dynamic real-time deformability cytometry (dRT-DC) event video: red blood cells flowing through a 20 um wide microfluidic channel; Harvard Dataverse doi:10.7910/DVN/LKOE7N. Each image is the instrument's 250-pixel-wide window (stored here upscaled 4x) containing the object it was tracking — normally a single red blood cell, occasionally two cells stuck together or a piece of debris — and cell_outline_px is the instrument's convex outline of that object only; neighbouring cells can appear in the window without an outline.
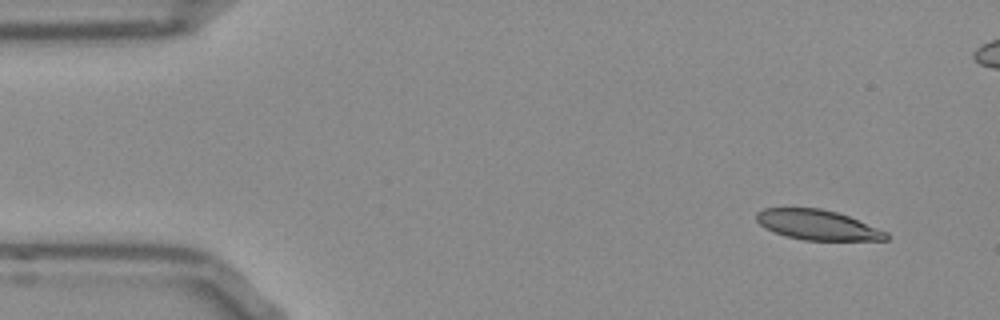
{"species": "Egyptian fruit bat (a non-hibernating species)", "species_latin": "Rousettus aegyptiacus", "temperature_condition": "room temperature", "stored_images_in_passage": 50, "camera_frame_rate_fps": 3000, "um_per_image_px": 0.085, "frame": {"image": 1, "passage_image": 1, "time_ms": 0.0, "image_size_px": [1000, 320], "cell_outline_px": [[888, 240], [804, 240], [788, 236], [764, 228], [756, 220], [756, 212], [764, 208], [820, 208], [836, 212], [848, 216], [888, 232]], "centroid_in_image_um": [69.48, 19.11], "position_along_channel_um": 15.5, "area_um2": 22.48}}
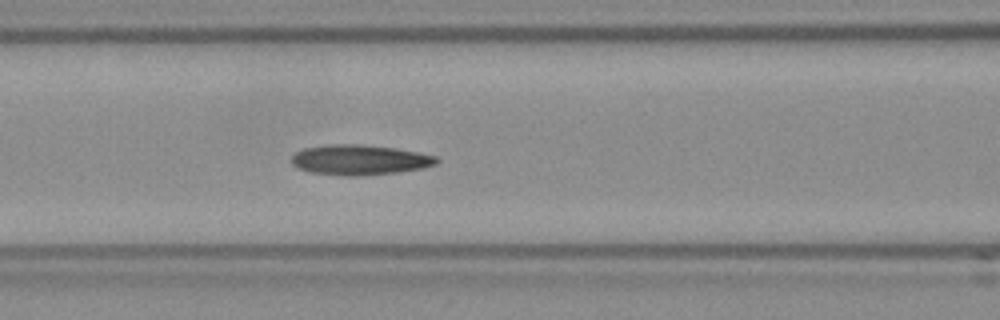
{"frame": {"image": 2, "passage_image": 18, "time_ms": 5.667, "image_size_px": [1000, 320], "cell_outline_px": [[440, 160], [436, 164], [424, 168], [396, 172], [356, 176], [344, 176], [312, 172], [300, 168], [292, 164], [292, 156], [296, 152], [304, 148], [336, 144], [356, 144], [392, 148], [416, 152], [436, 156]], "centroid_in_image_um": [30.58, 13.59], "position_along_channel_um": 136.0, "area_um2": 25.09}}
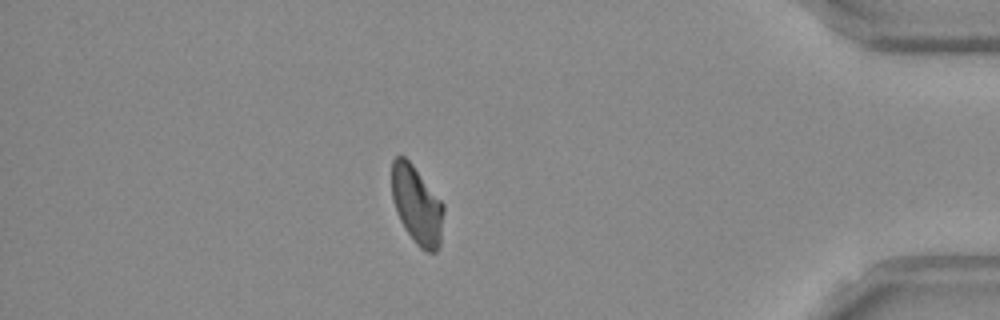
{"frame": {"image": 3, "passage_image": 42, "time_ms": 13.667, "image_size_px": [1000, 320], "cell_outline_px": [[444, 212], [440, 244], [436, 252], [428, 252], [420, 248], [416, 244], [400, 220], [396, 212], [392, 200], [392, 160], [396, 156], [404, 156], [412, 164], [444, 204]], "centroid_in_image_um": [35.44, 17.44], "position_along_channel_um": 399.8, "area_um2": 23.52}, "authors_computed_cell_mechanics": {"area_um2": 24.3627, "velocity_mm_per_s": 3.8413, "shape_relaxation_time_tau1_ms": null, "shape_relaxation_time_tau2_ms": 6.6206, "deformation_change_tau1": null, "deformation_change_tau2": 0.1482}}